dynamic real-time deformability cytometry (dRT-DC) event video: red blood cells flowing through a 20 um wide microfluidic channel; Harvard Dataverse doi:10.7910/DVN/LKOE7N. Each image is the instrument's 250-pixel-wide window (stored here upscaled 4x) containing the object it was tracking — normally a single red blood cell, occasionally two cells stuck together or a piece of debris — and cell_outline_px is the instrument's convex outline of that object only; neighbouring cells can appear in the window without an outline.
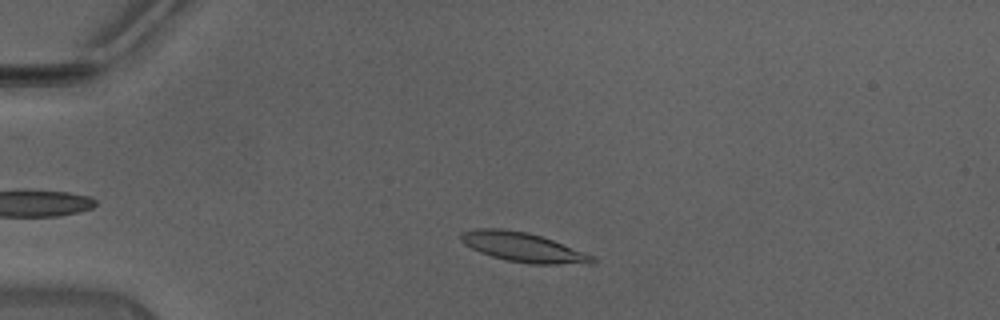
{"species": "Egyptian fruit bat (a non-hibernating species)", "species_latin": "Rousettus aegyptiacus", "temperature_condition": "warm", "stored_images_in_passage": 36, "camera_frame_rate_fps": 3000, "um_per_image_px": 0.085, "animal": {"sex": "male"}, "frame": {"image": 1, "passage_image": 6, "time_ms": 1.667, "image_size_px": [1000, 320], "cell_outline_px": [[596, 264], [528, 264], [508, 260], [492, 256], [480, 252], [464, 244], [460, 240], [460, 232], [476, 228], [500, 228], [528, 232], [552, 240], [596, 256]], "centroid_in_image_um": [44.49, 21.02], "position_along_channel_um": 40.5, "area_um2": 22.66}}
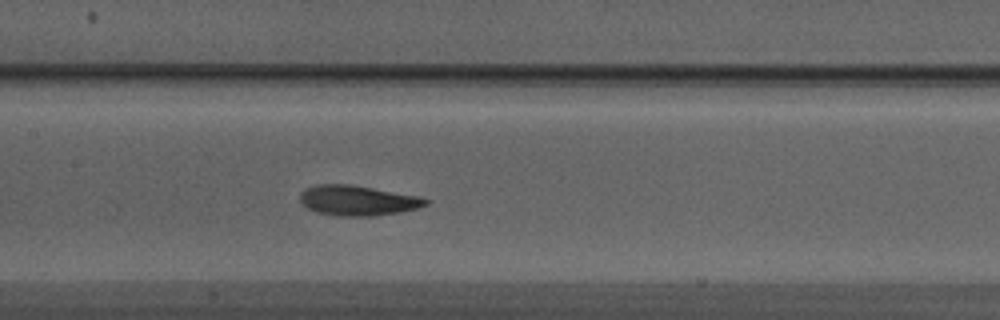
{"frame": {"image": 2, "passage_image": 18, "time_ms": 5.667, "image_size_px": [1000, 320], "cell_outline_px": [[428, 204], [416, 208], [376, 216], [336, 216], [316, 212], [308, 208], [300, 200], [300, 192], [316, 184], [352, 184], [416, 196], [428, 200]], "centroid_in_image_um": [30.35, 17.04], "position_along_channel_um": 177.1, "area_um2": 21.79}}
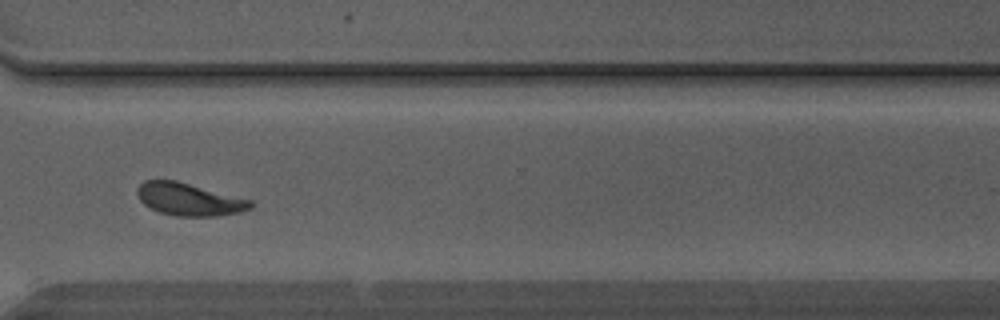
{"frame": {"image": 3, "passage_image": 30, "time_ms": 9.667, "image_size_px": [1000, 320], "cell_outline_px": [[256, 204], [252, 208], [240, 212], [212, 216], [176, 216], [160, 212], [144, 204], [140, 200], [136, 192], [136, 188], [144, 180], [176, 180], [252, 200]], "centroid_in_image_um": [16.09, 16.93], "position_along_channel_um": 354.5, "area_um2": 21.5}, "authors_computed_cell_mechanics": {"area_um2": 21.5883, "velocity_mm_per_s": 4.4482, "shape_relaxation_time_tau1_ms": 1.9066, "shape_relaxation_time_tau2_ms": 1.3438, "deformation_change_tau1": 0.1424, "deformation_change_tau2": 0.0805}}